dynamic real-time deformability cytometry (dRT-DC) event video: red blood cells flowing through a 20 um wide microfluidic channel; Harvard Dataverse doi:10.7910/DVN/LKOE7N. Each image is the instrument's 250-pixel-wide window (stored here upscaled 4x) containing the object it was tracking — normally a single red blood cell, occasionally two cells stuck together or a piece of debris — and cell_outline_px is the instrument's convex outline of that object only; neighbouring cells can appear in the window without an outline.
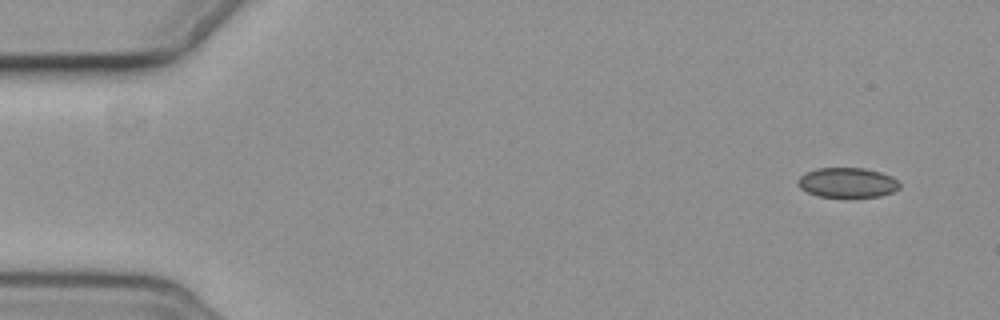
{"species": "common noctule bat (a hibernating species)", "species_latin": "Nyctalus noctula", "temperature_condition": "cold", "stored_images_in_passage": 4, "camera_frame_rate_fps": 3000, "um_per_image_px": 0.085, "animal": {"sex": "female", "body_mass_g": 19.3, "forearm_length_mm": 54.1}, "frame": {"image": 1, "passage_image": 1, "time_ms": 0.0, "image_size_px": [1000, 320], "cell_outline_px": [[900, 188], [892, 192], [880, 196], [816, 196], [800, 188], [796, 180], [804, 172], [816, 168], [864, 168], [880, 172], [892, 176], [900, 184]], "centroid_in_image_um": [72.0, 15.5], "position_along_channel_um": 13.0, "area_um2": 17.63}}